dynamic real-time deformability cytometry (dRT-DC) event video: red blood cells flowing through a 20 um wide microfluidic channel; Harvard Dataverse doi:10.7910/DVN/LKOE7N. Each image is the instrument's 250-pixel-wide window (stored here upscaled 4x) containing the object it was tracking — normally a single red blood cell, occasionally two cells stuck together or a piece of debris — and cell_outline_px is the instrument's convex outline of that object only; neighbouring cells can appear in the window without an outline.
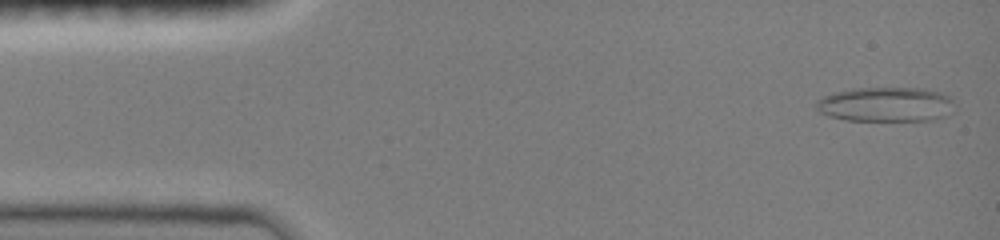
{"species": "common noctule bat (a hibernating species)", "species_latin": "Nyctalus noctula", "temperature_condition": "room temperature", "stored_images_in_passage": 14, "camera_frame_rate_fps": 3000, "um_per_image_px": 0.085, "animal": {"sex": "female", "body_mass_g": 19.0, "forearm_length_mm": 51.5}, "frame": {"image": 1, "passage_image": 1, "time_ms": 0.0, "image_size_px": [1000, 240], "cell_outline_px": [[952, 112], [948, 116], [932, 120], [848, 120], [828, 116], [820, 112], [816, 108], [816, 100], [832, 92], [852, 88], [924, 88], [940, 92], [948, 96], [952, 100]], "centroid_in_image_um": [75.28, 8.87], "position_along_channel_um": 9.7, "area_um2": 28.03}}
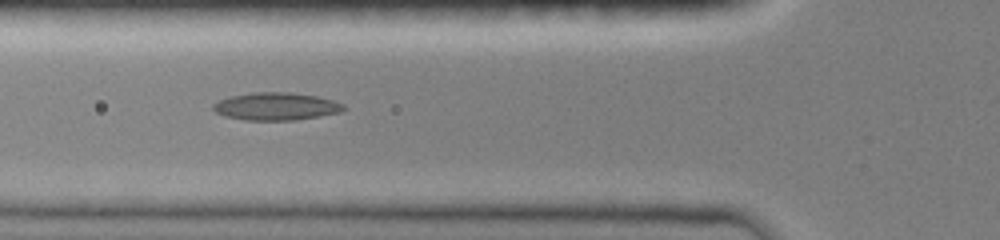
{"frame": {"image": 2, "passage_image": 9, "time_ms": 5.0, "image_size_px": [1000, 240], "cell_outline_px": [[348, 108], [340, 112], [320, 116], [296, 120], [244, 120], [224, 116], [216, 112], [212, 108], [212, 104], [228, 96], [252, 92], [292, 92], [316, 96], [332, 100], [344, 104]], "centroid_in_image_um": [23.46, 9.04], "position_along_channel_um": 102.3, "area_um2": 21.21}}
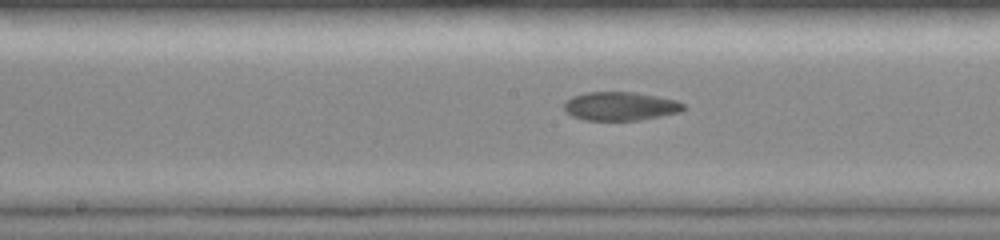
{"frame": {"image": 3, "passage_image": 13, "time_ms": 7.333, "image_size_px": [1000, 240], "cell_outline_px": [[688, 108], [680, 112], [640, 120], [584, 120], [572, 116], [564, 112], [564, 100], [572, 96], [584, 92], [636, 92], [676, 100], [684, 104]], "centroid_in_image_um": [52.7, 9.02], "position_along_channel_um": 195.5, "area_um2": 20.17}}